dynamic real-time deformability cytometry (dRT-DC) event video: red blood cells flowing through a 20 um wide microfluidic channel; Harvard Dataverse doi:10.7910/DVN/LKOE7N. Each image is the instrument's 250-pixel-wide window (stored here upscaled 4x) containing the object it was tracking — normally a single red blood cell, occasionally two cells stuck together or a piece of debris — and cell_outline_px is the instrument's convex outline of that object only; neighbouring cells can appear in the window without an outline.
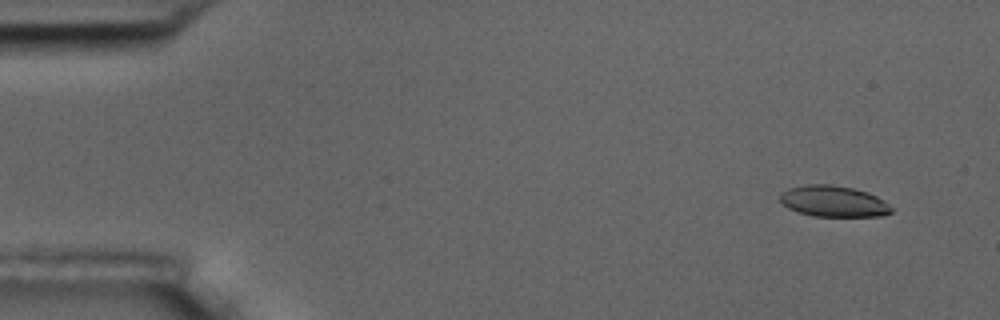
{"species": "common noctule bat (a hibernating species)", "species_latin": "Nyctalus noctula", "temperature_condition": "room temperature", "stored_images_in_passage": 14, "camera_frame_rate_fps": 3000, "um_per_image_px": 0.085, "animal": {"sex": "male", "body_mass_g": 17.5, "forearm_length_mm": 52.3}, "frame": {"image": 1, "passage_image": 1, "time_ms": 0.0, "image_size_px": [1000, 320], "cell_outline_px": [[892, 212], [884, 216], [812, 216], [788, 208], [780, 200], [780, 192], [788, 188], [804, 184], [832, 184], [852, 188], [868, 192], [884, 200], [892, 208]], "centroid_in_image_um": [70.85, 17.1], "position_along_channel_um": 14.2, "area_um2": 20.29}}
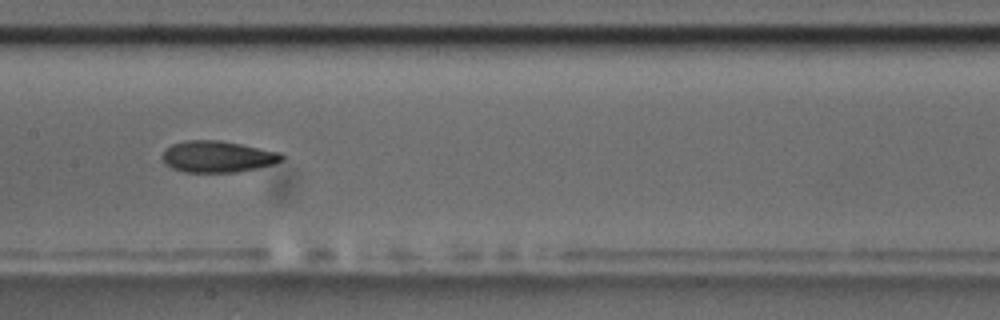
{"frame": {"image": 2, "passage_image": 7, "time_ms": 8.0, "image_size_px": [1000, 320], "cell_outline_px": [[284, 160], [272, 164], [256, 168], [236, 172], [184, 172], [172, 168], [164, 164], [160, 156], [172, 144], [188, 140], [220, 140], [280, 152], [284, 156]], "centroid_in_image_um": [18.47, 13.32], "position_along_channel_um": 188.9, "area_um2": 21.85}}
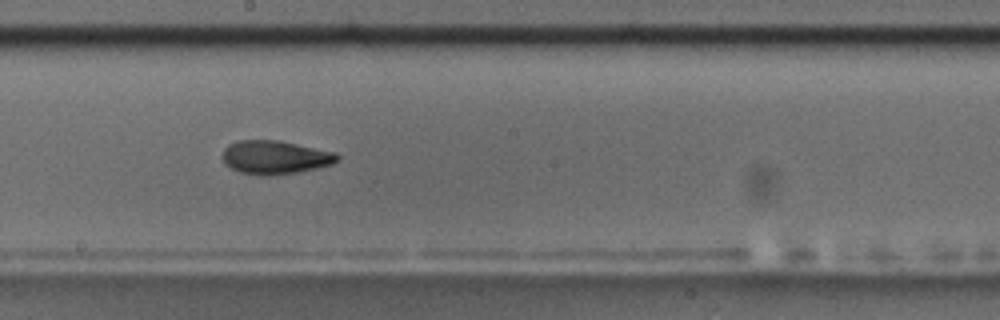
{"frame": {"image": 3, "passage_image": 8, "time_ms": 9.0, "image_size_px": [1000, 320], "cell_outline_px": [[340, 156], [332, 164], [316, 168], [296, 172], [264, 176], [260, 176], [240, 172], [224, 164], [224, 148], [228, 144], [240, 140], [280, 140], [336, 152]], "centroid_in_image_um": [23.38, 13.36], "position_along_channel_um": 224.8, "area_um2": 22.37}, "authors_computed_cell_mechanics": {"area_um2": 21.9062, "velocity_mm_per_s": 3.6078, "shape_relaxation_time_tau1_ms": 3.7283, "shape_relaxation_time_tau2_ms": 2.8709, "deformation_change_tau1": 0.1242, "deformation_change_tau2": 0.0918}}